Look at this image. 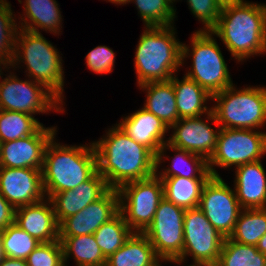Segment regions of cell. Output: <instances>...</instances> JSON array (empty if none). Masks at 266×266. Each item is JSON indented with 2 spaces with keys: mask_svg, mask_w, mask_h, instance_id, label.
I'll use <instances>...</instances> for the list:
<instances>
[{
  "mask_svg": "<svg viewBox=\"0 0 266 266\" xmlns=\"http://www.w3.org/2000/svg\"><path fill=\"white\" fill-rule=\"evenodd\" d=\"M163 183L164 197L183 209L199 205L203 186L209 178L159 177Z\"/></svg>",
  "mask_w": 266,
  "mask_h": 266,
  "instance_id": "28",
  "label": "cell"
},
{
  "mask_svg": "<svg viewBox=\"0 0 266 266\" xmlns=\"http://www.w3.org/2000/svg\"><path fill=\"white\" fill-rule=\"evenodd\" d=\"M0 194L15 209L43 200L41 169L0 167Z\"/></svg>",
  "mask_w": 266,
  "mask_h": 266,
  "instance_id": "16",
  "label": "cell"
},
{
  "mask_svg": "<svg viewBox=\"0 0 266 266\" xmlns=\"http://www.w3.org/2000/svg\"><path fill=\"white\" fill-rule=\"evenodd\" d=\"M145 91L146 97L142 106L146 111L153 113L170 128L178 120L176 96L172 80L148 82L137 86Z\"/></svg>",
  "mask_w": 266,
  "mask_h": 266,
  "instance_id": "24",
  "label": "cell"
},
{
  "mask_svg": "<svg viewBox=\"0 0 266 266\" xmlns=\"http://www.w3.org/2000/svg\"><path fill=\"white\" fill-rule=\"evenodd\" d=\"M6 258L5 252H4V247H3V243H2V239L0 237V264L2 263V261Z\"/></svg>",
  "mask_w": 266,
  "mask_h": 266,
  "instance_id": "44",
  "label": "cell"
},
{
  "mask_svg": "<svg viewBox=\"0 0 266 266\" xmlns=\"http://www.w3.org/2000/svg\"><path fill=\"white\" fill-rule=\"evenodd\" d=\"M115 52L109 46L98 45L85 56L86 67L95 74L106 75L115 68Z\"/></svg>",
  "mask_w": 266,
  "mask_h": 266,
  "instance_id": "38",
  "label": "cell"
},
{
  "mask_svg": "<svg viewBox=\"0 0 266 266\" xmlns=\"http://www.w3.org/2000/svg\"><path fill=\"white\" fill-rule=\"evenodd\" d=\"M265 155V130L221 128L215 152L208 160V169L212 176H220L216 168L229 170L260 161Z\"/></svg>",
  "mask_w": 266,
  "mask_h": 266,
  "instance_id": "9",
  "label": "cell"
},
{
  "mask_svg": "<svg viewBox=\"0 0 266 266\" xmlns=\"http://www.w3.org/2000/svg\"><path fill=\"white\" fill-rule=\"evenodd\" d=\"M257 250L266 255V234L259 240Z\"/></svg>",
  "mask_w": 266,
  "mask_h": 266,
  "instance_id": "41",
  "label": "cell"
},
{
  "mask_svg": "<svg viewBox=\"0 0 266 266\" xmlns=\"http://www.w3.org/2000/svg\"><path fill=\"white\" fill-rule=\"evenodd\" d=\"M189 44L182 43V66L192 61L184 75L194 80L211 96L230 87L233 83L216 36L211 31L195 30Z\"/></svg>",
  "mask_w": 266,
  "mask_h": 266,
  "instance_id": "7",
  "label": "cell"
},
{
  "mask_svg": "<svg viewBox=\"0 0 266 266\" xmlns=\"http://www.w3.org/2000/svg\"><path fill=\"white\" fill-rule=\"evenodd\" d=\"M104 1H108L112 4H114L115 6L117 5H126L129 4L130 0H104Z\"/></svg>",
  "mask_w": 266,
  "mask_h": 266,
  "instance_id": "43",
  "label": "cell"
},
{
  "mask_svg": "<svg viewBox=\"0 0 266 266\" xmlns=\"http://www.w3.org/2000/svg\"><path fill=\"white\" fill-rule=\"evenodd\" d=\"M211 101V111L220 128L262 130L266 127L265 85L237 88L232 84L212 95Z\"/></svg>",
  "mask_w": 266,
  "mask_h": 266,
  "instance_id": "6",
  "label": "cell"
},
{
  "mask_svg": "<svg viewBox=\"0 0 266 266\" xmlns=\"http://www.w3.org/2000/svg\"><path fill=\"white\" fill-rule=\"evenodd\" d=\"M118 125L123 131L137 143L148 147L155 155L159 149L168 142L167 136L170 131L163 121L143 107L123 116Z\"/></svg>",
  "mask_w": 266,
  "mask_h": 266,
  "instance_id": "20",
  "label": "cell"
},
{
  "mask_svg": "<svg viewBox=\"0 0 266 266\" xmlns=\"http://www.w3.org/2000/svg\"><path fill=\"white\" fill-rule=\"evenodd\" d=\"M0 266H28L25 259H14L6 257Z\"/></svg>",
  "mask_w": 266,
  "mask_h": 266,
  "instance_id": "40",
  "label": "cell"
},
{
  "mask_svg": "<svg viewBox=\"0 0 266 266\" xmlns=\"http://www.w3.org/2000/svg\"><path fill=\"white\" fill-rule=\"evenodd\" d=\"M15 224L41 243L59 240V224L51 200L16 208Z\"/></svg>",
  "mask_w": 266,
  "mask_h": 266,
  "instance_id": "19",
  "label": "cell"
},
{
  "mask_svg": "<svg viewBox=\"0 0 266 266\" xmlns=\"http://www.w3.org/2000/svg\"><path fill=\"white\" fill-rule=\"evenodd\" d=\"M132 233L133 231L119 212L111 220L102 224L93 235L104 257L107 259L123 246Z\"/></svg>",
  "mask_w": 266,
  "mask_h": 266,
  "instance_id": "31",
  "label": "cell"
},
{
  "mask_svg": "<svg viewBox=\"0 0 266 266\" xmlns=\"http://www.w3.org/2000/svg\"><path fill=\"white\" fill-rule=\"evenodd\" d=\"M224 239L225 237L210 224L199 207L186 209L182 255L178 259H171L167 262L185 266L189 260L187 258L191 257L192 263L216 266Z\"/></svg>",
  "mask_w": 266,
  "mask_h": 266,
  "instance_id": "10",
  "label": "cell"
},
{
  "mask_svg": "<svg viewBox=\"0 0 266 266\" xmlns=\"http://www.w3.org/2000/svg\"><path fill=\"white\" fill-rule=\"evenodd\" d=\"M57 129L55 125H42L33 135L1 143L0 167L42 170L46 146Z\"/></svg>",
  "mask_w": 266,
  "mask_h": 266,
  "instance_id": "15",
  "label": "cell"
},
{
  "mask_svg": "<svg viewBox=\"0 0 266 266\" xmlns=\"http://www.w3.org/2000/svg\"><path fill=\"white\" fill-rule=\"evenodd\" d=\"M170 1V3L174 6V3L176 2V1H181V0H169Z\"/></svg>",
  "mask_w": 266,
  "mask_h": 266,
  "instance_id": "47",
  "label": "cell"
},
{
  "mask_svg": "<svg viewBox=\"0 0 266 266\" xmlns=\"http://www.w3.org/2000/svg\"><path fill=\"white\" fill-rule=\"evenodd\" d=\"M242 0H216L221 8L241 2Z\"/></svg>",
  "mask_w": 266,
  "mask_h": 266,
  "instance_id": "42",
  "label": "cell"
},
{
  "mask_svg": "<svg viewBox=\"0 0 266 266\" xmlns=\"http://www.w3.org/2000/svg\"><path fill=\"white\" fill-rule=\"evenodd\" d=\"M186 2L191 14L203 25L198 31H211L216 26L222 9L216 0H186Z\"/></svg>",
  "mask_w": 266,
  "mask_h": 266,
  "instance_id": "37",
  "label": "cell"
},
{
  "mask_svg": "<svg viewBox=\"0 0 266 266\" xmlns=\"http://www.w3.org/2000/svg\"><path fill=\"white\" fill-rule=\"evenodd\" d=\"M198 207L210 224L225 238L232 234L242 211L234 188L232 189L221 176H211L205 183Z\"/></svg>",
  "mask_w": 266,
  "mask_h": 266,
  "instance_id": "13",
  "label": "cell"
},
{
  "mask_svg": "<svg viewBox=\"0 0 266 266\" xmlns=\"http://www.w3.org/2000/svg\"><path fill=\"white\" fill-rule=\"evenodd\" d=\"M6 257L26 259L41 244L15 223L0 232Z\"/></svg>",
  "mask_w": 266,
  "mask_h": 266,
  "instance_id": "35",
  "label": "cell"
},
{
  "mask_svg": "<svg viewBox=\"0 0 266 266\" xmlns=\"http://www.w3.org/2000/svg\"><path fill=\"white\" fill-rule=\"evenodd\" d=\"M211 32L239 64L266 54V4L242 0L223 7Z\"/></svg>",
  "mask_w": 266,
  "mask_h": 266,
  "instance_id": "2",
  "label": "cell"
},
{
  "mask_svg": "<svg viewBox=\"0 0 266 266\" xmlns=\"http://www.w3.org/2000/svg\"><path fill=\"white\" fill-rule=\"evenodd\" d=\"M8 0H0V61L10 67L15 50V38L18 31L16 13Z\"/></svg>",
  "mask_w": 266,
  "mask_h": 266,
  "instance_id": "34",
  "label": "cell"
},
{
  "mask_svg": "<svg viewBox=\"0 0 266 266\" xmlns=\"http://www.w3.org/2000/svg\"><path fill=\"white\" fill-rule=\"evenodd\" d=\"M184 213L165 197L159 203L152 223L143 234L149 239L157 256L167 263L182 255L184 245Z\"/></svg>",
  "mask_w": 266,
  "mask_h": 266,
  "instance_id": "12",
  "label": "cell"
},
{
  "mask_svg": "<svg viewBox=\"0 0 266 266\" xmlns=\"http://www.w3.org/2000/svg\"><path fill=\"white\" fill-rule=\"evenodd\" d=\"M23 13L18 15V28L34 33L45 31L53 35H61L63 31V15L56 0H24ZM41 30V31H40Z\"/></svg>",
  "mask_w": 266,
  "mask_h": 266,
  "instance_id": "23",
  "label": "cell"
},
{
  "mask_svg": "<svg viewBox=\"0 0 266 266\" xmlns=\"http://www.w3.org/2000/svg\"><path fill=\"white\" fill-rule=\"evenodd\" d=\"M179 79L178 74L171 78L176 96L179 119L199 117L211 112L207 106L212 96L186 75Z\"/></svg>",
  "mask_w": 266,
  "mask_h": 266,
  "instance_id": "25",
  "label": "cell"
},
{
  "mask_svg": "<svg viewBox=\"0 0 266 266\" xmlns=\"http://www.w3.org/2000/svg\"><path fill=\"white\" fill-rule=\"evenodd\" d=\"M63 248V261L75 266H105L106 258L95 241L94 235L59 236ZM68 261V262H67Z\"/></svg>",
  "mask_w": 266,
  "mask_h": 266,
  "instance_id": "27",
  "label": "cell"
},
{
  "mask_svg": "<svg viewBox=\"0 0 266 266\" xmlns=\"http://www.w3.org/2000/svg\"><path fill=\"white\" fill-rule=\"evenodd\" d=\"M61 266H68V264H66V263H63Z\"/></svg>",
  "mask_w": 266,
  "mask_h": 266,
  "instance_id": "48",
  "label": "cell"
},
{
  "mask_svg": "<svg viewBox=\"0 0 266 266\" xmlns=\"http://www.w3.org/2000/svg\"><path fill=\"white\" fill-rule=\"evenodd\" d=\"M234 187L242 209L266 208V171L262 160L235 169Z\"/></svg>",
  "mask_w": 266,
  "mask_h": 266,
  "instance_id": "21",
  "label": "cell"
},
{
  "mask_svg": "<svg viewBox=\"0 0 266 266\" xmlns=\"http://www.w3.org/2000/svg\"><path fill=\"white\" fill-rule=\"evenodd\" d=\"M186 266H209V265L202 264V263H190L189 265H186Z\"/></svg>",
  "mask_w": 266,
  "mask_h": 266,
  "instance_id": "46",
  "label": "cell"
},
{
  "mask_svg": "<svg viewBox=\"0 0 266 266\" xmlns=\"http://www.w3.org/2000/svg\"><path fill=\"white\" fill-rule=\"evenodd\" d=\"M119 212L133 232L143 233L152 223L159 203L164 198L162 180L155 174L132 181L118 189Z\"/></svg>",
  "mask_w": 266,
  "mask_h": 266,
  "instance_id": "11",
  "label": "cell"
},
{
  "mask_svg": "<svg viewBox=\"0 0 266 266\" xmlns=\"http://www.w3.org/2000/svg\"><path fill=\"white\" fill-rule=\"evenodd\" d=\"M134 3L144 27L174 25L176 9L169 0H130Z\"/></svg>",
  "mask_w": 266,
  "mask_h": 266,
  "instance_id": "33",
  "label": "cell"
},
{
  "mask_svg": "<svg viewBox=\"0 0 266 266\" xmlns=\"http://www.w3.org/2000/svg\"><path fill=\"white\" fill-rule=\"evenodd\" d=\"M143 28L134 53L137 86L170 80L182 66V42L177 38L175 26Z\"/></svg>",
  "mask_w": 266,
  "mask_h": 266,
  "instance_id": "5",
  "label": "cell"
},
{
  "mask_svg": "<svg viewBox=\"0 0 266 266\" xmlns=\"http://www.w3.org/2000/svg\"><path fill=\"white\" fill-rule=\"evenodd\" d=\"M10 69L7 67V74L2 72L0 75V110L17 111L31 116L49 114L51 111L65 113L64 105L43 85L29 77L22 80Z\"/></svg>",
  "mask_w": 266,
  "mask_h": 266,
  "instance_id": "8",
  "label": "cell"
},
{
  "mask_svg": "<svg viewBox=\"0 0 266 266\" xmlns=\"http://www.w3.org/2000/svg\"><path fill=\"white\" fill-rule=\"evenodd\" d=\"M6 68H7V66H6L4 63H2V62L0 61V75H1V73H2L3 71H5V73H6Z\"/></svg>",
  "mask_w": 266,
  "mask_h": 266,
  "instance_id": "45",
  "label": "cell"
},
{
  "mask_svg": "<svg viewBox=\"0 0 266 266\" xmlns=\"http://www.w3.org/2000/svg\"><path fill=\"white\" fill-rule=\"evenodd\" d=\"M56 140L55 134L47 144L41 170L47 198L74 189L98 171L93 142L69 146Z\"/></svg>",
  "mask_w": 266,
  "mask_h": 266,
  "instance_id": "3",
  "label": "cell"
},
{
  "mask_svg": "<svg viewBox=\"0 0 266 266\" xmlns=\"http://www.w3.org/2000/svg\"><path fill=\"white\" fill-rule=\"evenodd\" d=\"M162 262L149 239L143 233L133 232L123 246L106 259L105 266H159Z\"/></svg>",
  "mask_w": 266,
  "mask_h": 266,
  "instance_id": "26",
  "label": "cell"
},
{
  "mask_svg": "<svg viewBox=\"0 0 266 266\" xmlns=\"http://www.w3.org/2000/svg\"><path fill=\"white\" fill-rule=\"evenodd\" d=\"M42 125L35 116L0 110V141L5 143L33 135Z\"/></svg>",
  "mask_w": 266,
  "mask_h": 266,
  "instance_id": "30",
  "label": "cell"
},
{
  "mask_svg": "<svg viewBox=\"0 0 266 266\" xmlns=\"http://www.w3.org/2000/svg\"><path fill=\"white\" fill-rule=\"evenodd\" d=\"M113 125L101 138L92 141L98 172L109 188L119 189L126 183L155 175L156 155L126 134L117 123Z\"/></svg>",
  "mask_w": 266,
  "mask_h": 266,
  "instance_id": "1",
  "label": "cell"
},
{
  "mask_svg": "<svg viewBox=\"0 0 266 266\" xmlns=\"http://www.w3.org/2000/svg\"><path fill=\"white\" fill-rule=\"evenodd\" d=\"M119 213L118 189H109L97 201L59 224V236L94 234L104 223Z\"/></svg>",
  "mask_w": 266,
  "mask_h": 266,
  "instance_id": "17",
  "label": "cell"
},
{
  "mask_svg": "<svg viewBox=\"0 0 266 266\" xmlns=\"http://www.w3.org/2000/svg\"><path fill=\"white\" fill-rule=\"evenodd\" d=\"M170 150L174 152L172 159L166 154ZM166 159L171 160L167 167L162 166ZM156 175L183 178H210L212 176L208 169V161L203 156L175 148L168 143H165L156 155Z\"/></svg>",
  "mask_w": 266,
  "mask_h": 266,
  "instance_id": "22",
  "label": "cell"
},
{
  "mask_svg": "<svg viewBox=\"0 0 266 266\" xmlns=\"http://www.w3.org/2000/svg\"><path fill=\"white\" fill-rule=\"evenodd\" d=\"M60 53L42 33L18 28L10 68L16 71V68L19 70L24 67L26 77L43 85L65 106L64 73L66 72Z\"/></svg>",
  "mask_w": 266,
  "mask_h": 266,
  "instance_id": "4",
  "label": "cell"
},
{
  "mask_svg": "<svg viewBox=\"0 0 266 266\" xmlns=\"http://www.w3.org/2000/svg\"><path fill=\"white\" fill-rule=\"evenodd\" d=\"M25 260L28 266H61L64 263L61 241L41 243Z\"/></svg>",
  "mask_w": 266,
  "mask_h": 266,
  "instance_id": "36",
  "label": "cell"
},
{
  "mask_svg": "<svg viewBox=\"0 0 266 266\" xmlns=\"http://www.w3.org/2000/svg\"><path fill=\"white\" fill-rule=\"evenodd\" d=\"M15 208L0 194V232L15 223Z\"/></svg>",
  "mask_w": 266,
  "mask_h": 266,
  "instance_id": "39",
  "label": "cell"
},
{
  "mask_svg": "<svg viewBox=\"0 0 266 266\" xmlns=\"http://www.w3.org/2000/svg\"><path fill=\"white\" fill-rule=\"evenodd\" d=\"M266 234V208L242 209L229 238L235 242L256 246Z\"/></svg>",
  "mask_w": 266,
  "mask_h": 266,
  "instance_id": "29",
  "label": "cell"
},
{
  "mask_svg": "<svg viewBox=\"0 0 266 266\" xmlns=\"http://www.w3.org/2000/svg\"><path fill=\"white\" fill-rule=\"evenodd\" d=\"M199 117L181 118L169 128L168 144L203 156L207 161L215 152L220 126L213 112ZM215 125L212 127V124ZM217 129H216V128Z\"/></svg>",
  "mask_w": 266,
  "mask_h": 266,
  "instance_id": "14",
  "label": "cell"
},
{
  "mask_svg": "<svg viewBox=\"0 0 266 266\" xmlns=\"http://www.w3.org/2000/svg\"><path fill=\"white\" fill-rule=\"evenodd\" d=\"M109 189L105 178L97 171L74 189L54 193L49 199L53 204L58 224L97 201Z\"/></svg>",
  "mask_w": 266,
  "mask_h": 266,
  "instance_id": "18",
  "label": "cell"
},
{
  "mask_svg": "<svg viewBox=\"0 0 266 266\" xmlns=\"http://www.w3.org/2000/svg\"><path fill=\"white\" fill-rule=\"evenodd\" d=\"M216 266H266V255L257 246L235 242L229 237L224 239Z\"/></svg>",
  "mask_w": 266,
  "mask_h": 266,
  "instance_id": "32",
  "label": "cell"
}]
</instances>
